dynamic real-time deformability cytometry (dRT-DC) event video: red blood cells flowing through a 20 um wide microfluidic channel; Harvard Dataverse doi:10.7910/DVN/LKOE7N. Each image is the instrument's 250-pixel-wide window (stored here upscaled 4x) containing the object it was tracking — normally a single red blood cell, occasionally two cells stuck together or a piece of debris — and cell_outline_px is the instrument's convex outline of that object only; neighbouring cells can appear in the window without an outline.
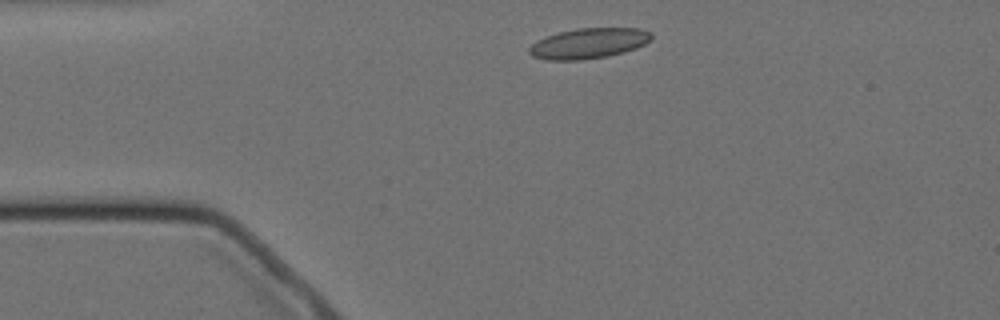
{"species": "Egyptian fruit bat (a non-hibernating species)", "species_latin": "Rousettus aegyptiacus", "temperature_condition": "cold", "stored_images_in_passage": 2, "camera_frame_rate_fps": 3000, "um_per_image_px": 0.085, "animal": {"sex": "female"}, "frame": {"image": 1, "passage_image": 1, "time_ms": 0.0, "image_size_px": [1000, 320], "cell_outline_px": [[652, 40], [636, 48], [624, 52], [608, 56], [580, 60], [548, 60], [532, 56], [528, 52], [528, 48], [536, 40], [560, 32], [576, 28], [640, 28], [652, 32]], "centroid_in_image_um": [50.05, 3.68], "position_along_channel_um": 34.9, "area_um2": 21.73}}